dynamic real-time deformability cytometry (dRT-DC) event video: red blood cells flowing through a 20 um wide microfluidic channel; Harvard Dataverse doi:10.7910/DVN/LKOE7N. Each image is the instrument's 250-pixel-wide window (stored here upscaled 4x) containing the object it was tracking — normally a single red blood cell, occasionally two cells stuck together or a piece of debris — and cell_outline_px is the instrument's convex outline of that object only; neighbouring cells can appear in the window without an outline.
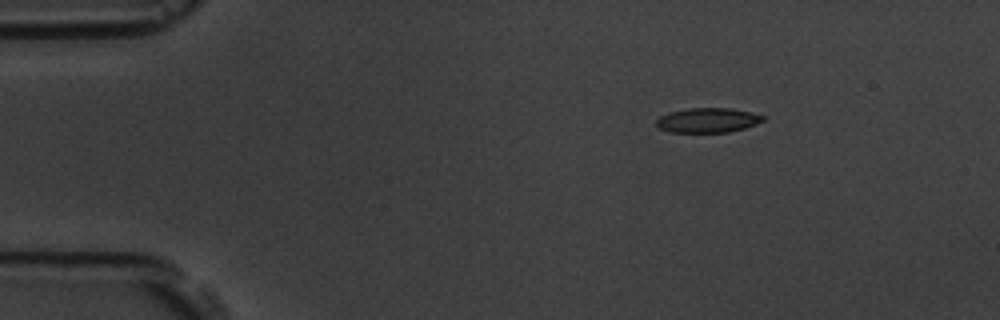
{"species": "common noctule bat (a hibernating species)", "species_latin": "Nyctalus noctula", "temperature_condition": "room temperature", "stored_images_in_passage": 4, "camera_frame_rate_fps": 3000, "um_per_image_px": 0.085, "animal": {"sex": "male", "body_mass_g": 19.5, "forearm_length_mm": 54.6}, "frame": {"image": 1, "passage_image": 1, "time_ms": 0.0, "image_size_px": [1000, 320], "cell_outline_px": [[764, 120], [756, 124], [744, 128], [728, 132], [668, 132], [660, 128], [656, 124], [656, 120], [660, 116], [668, 112], [688, 108], [732, 108], [752, 112], [764, 116]], "centroid_in_image_um": [60.15, 10.21], "position_along_channel_um": 24.9, "area_um2": 15.37}}
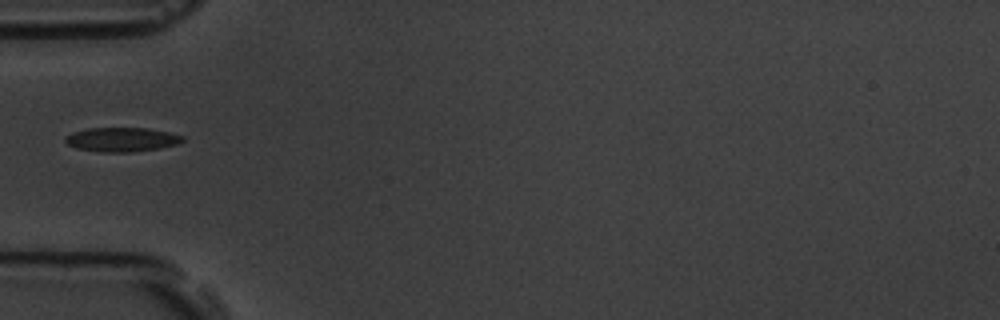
{"frame": {"image": 2, "passage_image": 4, "time_ms": 3.333, "image_size_px": [1000, 320], "cell_outline_px": [[184, 140], [176, 144], [160, 148], [132, 152], [100, 152], [76, 148], [68, 144], [64, 140], [64, 136], [72, 132], [88, 128], [148, 128], [168, 132], [184, 136]], "centroid_in_image_um": [10.32, 11.86], "position_along_channel_um": 74.7, "area_um2": 16.59}}